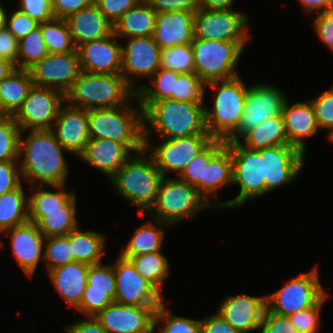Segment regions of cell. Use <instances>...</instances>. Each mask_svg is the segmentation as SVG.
Wrapping results in <instances>:
<instances>
[{
	"mask_svg": "<svg viewBox=\"0 0 333 333\" xmlns=\"http://www.w3.org/2000/svg\"><path fill=\"white\" fill-rule=\"evenodd\" d=\"M20 134L19 165L22 180L31 185L67 184L68 164L64 152L51 129L29 130ZM24 138V139H23ZM39 182V183H37Z\"/></svg>",
	"mask_w": 333,
	"mask_h": 333,
	"instance_id": "cell-1",
	"label": "cell"
},
{
	"mask_svg": "<svg viewBox=\"0 0 333 333\" xmlns=\"http://www.w3.org/2000/svg\"><path fill=\"white\" fill-rule=\"evenodd\" d=\"M139 103L143 109L144 142H150L154 134L159 140L209 134L205 124L204 102L166 99Z\"/></svg>",
	"mask_w": 333,
	"mask_h": 333,
	"instance_id": "cell-2",
	"label": "cell"
},
{
	"mask_svg": "<svg viewBox=\"0 0 333 333\" xmlns=\"http://www.w3.org/2000/svg\"><path fill=\"white\" fill-rule=\"evenodd\" d=\"M88 117L90 139H111L134 153L144 149L143 109L136 95L123 106L88 110Z\"/></svg>",
	"mask_w": 333,
	"mask_h": 333,
	"instance_id": "cell-3",
	"label": "cell"
},
{
	"mask_svg": "<svg viewBox=\"0 0 333 333\" xmlns=\"http://www.w3.org/2000/svg\"><path fill=\"white\" fill-rule=\"evenodd\" d=\"M146 154L145 148L133 154L110 178L115 193L138 207L140 214L153 206L163 178L153 157L148 152L146 158Z\"/></svg>",
	"mask_w": 333,
	"mask_h": 333,
	"instance_id": "cell-4",
	"label": "cell"
},
{
	"mask_svg": "<svg viewBox=\"0 0 333 333\" xmlns=\"http://www.w3.org/2000/svg\"><path fill=\"white\" fill-rule=\"evenodd\" d=\"M136 92L121 73L92 74L81 71L65 94V102L86 110L126 105Z\"/></svg>",
	"mask_w": 333,
	"mask_h": 333,
	"instance_id": "cell-5",
	"label": "cell"
},
{
	"mask_svg": "<svg viewBox=\"0 0 333 333\" xmlns=\"http://www.w3.org/2000/svg\"><path fill=\"white\" fill-rule=\"evenodd\" d=\"M205 87L215 91L213 108L205 106V124L213 139L226 140L239 126L247 92L240 75L225 80L205 83Z\"/></svg>",
	"mask_w": 333,
	"mask_h": 333,
	"instance_id": "cell-6",
	"label": "cell"
},
{
	"mask_svg": "<svg viewBox=\"0 0 333 333\" xmlns=\"http://www.w3.org/2000/svg\"><path fill=\"white\" fill-rule=\"evenodd\" d=\"M212 207L195 186L179 177L167 176L162 178L156 200L147 214L171 226L192 220L199 211Z\"/></svg>",
	"mask_w": 333,
	"mask_h": 333,
	"instance_id": "cell-7",
	"label": "cell"
},
{
	"mask_svg": "<svg viewBox=\"0 0 333 333\" xmlns=\"http://www.w3.org/2000/svg\"><path fill=\"white\" fill-rule=\"evenodd\" d=\"M248 41L202 40L194 38V72L204 82L231 79Z\"/></svg>",
	"mask_w": 333,
	"mask_h": 333,
	"instance_id": "cell-8",
	"label": "cell"
},
{
	"mask_svg": "<svg viewBox=\"0 0 333 333\" xmlns=\"http://www.w3.org/2000/svg\"><path fill=\"white\" fill-rule=\"evenodd\" d=\"M232 153L233 182L239 185L237 197L229 201L215 203L217 208H230L245 204L248 200L259 198L266 193L263 159L259 150L244 147L240 141L225 142Z\"/></svg>",
	"mask_w": 333,
	"mask_h": 333,
	"instance_id": "cell-9",
	"label": "cell"
},
{
	"mask_svg": "<svg viewBox=\"0 0 333 333\" xmlns=\"http://www.w3.org/2000/svg\"><path fill=\"white\" fill-rule=\"evenodd\" d=\"M282 286L266 295V309L282 316L314 306L327 293L320 283L317 267L300 273Z\"/></svg>",
	"mask_w": 333,
	"mask_h": 333,
	"instance_id": "cell-10",
	"label": "cell"
},
{
	"mask_svg": "<svg viewBox=\"0 0 333 333\" xmlns=\"http://www.w3.org/2000/svg\"><path fill=\"white\" fill-rule=\"evenodd\" d=\"M246 13L234 9H201L194 13V38L202 40L248 41Z\"/></svg>",
	"mask_w": 333,
	"mask_h": 333,
	"instance_id": "cell-11",
	"label": "cell"
},
{
	"mask_svg": "<svg viewBox=\"0 0 333 333\" xmlns=\"http://www.w3.org/2000/svg\"><path fill=\"white\" fill-rule=\"evenodd\" d=\"M286 100L283 91L273 84L269 85L264 82L250 85L239 126L225 142L240 141L248 131L268 118L282 113Z\"/></svg>",
	"mask_w": 333,
	"mask_h": 333,
	"instance_id": "cell-12",
	"label": "cell"
},
{
	"mask_svg": "<svg viewBox=\"0 0 333 333\" xmlns=\"http://www.w3.org/2000/svg\"><path fill=\"white\" fill-rule=\"evenodd\" d=\"M64 103L65 94L61 91L33 85L13 117L21 131L52 129Z\"/></svg>",
	"mask_w": 333,
	"mask_h": 333,
	"instance_id": "cell-13",
	"label": "cell"
},
{
	"mask_svg": "<svg viewBox=\"0 0 333 333\" xmlns=\"http://www.w3.org/2000/svg\"><path fill=\"white\" fill-rule=\"evenodd\" d=\"M212 140L213 138L209 134H197L161 139V143L157 144V146L151 145V142H144V148L147 152H150L156 167L163 177H167V173L170 172H174L179 176L193 157Z\"/></svg>",
	"mask_w": 333,
	"mask_h": 333,
	"instance_id": "cell-14",
	"label": "cell"
},
{
	"mask_svg": "<svg viewBox=\"0 0 333 333\" xmlns=\"http://www.w3.org/2000/svg\"><path fill=\"white\" fill-rule=\"evenodd\" d=\"M116 277L114 302L131 306H160L164 296L136 270L130 259L120 254L113 263Z\"/></svg>",
	"mask_w": 333,
	"mask_h": 333,
	"instance_id": "cell-15",
	"label": "cell"
},
{
	"mask_svg": "<svg viewBox=\"0 0 333 333\" xmlns=\"http://www.w3.org/2000/svg\"><path fill=\"white\" fill-rule=\"evenodd\" d=\"M161 49L152 36L128 38L122 45L121 74L127 84L137 92L140 89L135 81L148 78L160 68Z\"/></svg>",
	"mask_w": 333,
	"mask_h": 333,
	"instance_id": "cell-16",
	"label": "cell"
},
{
	"mask_svg": "<svg viewBox=\"0 0 333 333\" xmlns=\"http://www.w3.org/2000/svg\"><path fill=\"white\" fill-rule=\"evenodd\" d=\"M28 70L34 85L66 94L81 72L79 55L78 52L48 53Z\"/></svg>",
	"mask_w": 333,
	"mask_h": 333,
	"instance_id": "cell-17",
	"label": "cell"
},
{
	"mask_svg": "<svg viewBox=\"0 0 333 333\" xmlns=\"http://www.w3.org/2000/svg\"><path fill=\"white\" fill-rule=\"evenodd\" d=\"M263 159L266 193L290 184L304 167V154L292 145H281L260 149Z\"/></svg>",
	"mask_w": 333,
	"mask_h": 333,
	"instance_id": "cell-18",
	"label": "cell"
},
{
	"mask_svg": "<svg viewBox=\"0 0 333 333\" xmlns=\"http://www.w3.org/2000/svg\"><path fill=\"white\" fill-rule=\"evenodd\" d=\"M159 306H131L112 302L94 316L108 333H154Z\"/></svg>",
	"mask_w": 333,
	"mask_h": 333,
	"instance_id": "cell-19",
	"label": "cell"
},
{
	"mask_svg": "<svg viewBox=\"0 0 333 333\" xmlns=\"http://www.w3.org/2000/svg\"><path fill=\"white\" fill-rule=\"evenodd\" d=\"M114 33L77 47L81 71L92 74L121 73L122 42Z\"/></svg>",
	"mask_w": 333,
	"mask_h": 333,
	"instance_id": "cell-20",
	"label": "cell"
},
{
	"mask_svg": "<svg viewBox=\"0 0 333 333\" xmlns=\"http://www.w3.org/2000/svg\"><path fill=\"white\" fill-rule=\"evenodd\" d=\"M51 130L68 153L79 157L90 140L88 110L65 102Z\"/></svg>",
	"mask_w": 333,
	"mask_h": 333,
	"instance_id": "cell-21",
	"label": "cell"
},
{
	"mask_svg": "<svg viewBox=\"0 0 333 333\" xmlns=\"http://www.w3.org/2000/svg\"><path fill=\"white\" fill-rule=\"evenodd\" d=\"M265 310L266 294L257 297L242 293L226 296L216 312L240 333H250L259 330Z\"/></svg>",
	"mask_w": 333,
	"mask_h": 333,
	"instance_id": "cell-22",
	"label": "cell"
},
{
	"mask_svg": "<svg viewBox=\"0 0 333 333\" xmlns=\"http://www.w3.org/2000/svg\"><path fill=\"white\" fill-rule=\"evenodd\" d=\"M5 233V234H4ZM10 237L12 254L27 277H32L41 259H44L45 237L36 223L28 221L1 235Z\"/></svg>",
	"mask_w": 333,
	"mask_h": 333,
	"instance_id": "cell-23",
	"label": "cell"
},
{
	"mask_svg": "<svg viewBox=\"0 0 333 333\" xmlns=\"http://www.w3.org/2000/svg\"><path fill=\"white\" fill-rule=\"evenodd\" d=\"M194 13L191 11L157 12L152 37L161 50L192 43Z\"/></svg>",
	"mask_w": 333,
	"mask_h": 333,
	"instance_id": "cell-24",
	"label": "cell"
},
{
	"mask_svg": "<svg viewBox=\"0 0 333 333\" xmlns=\"http://www.w3.org/2000/svg\"><path fill=\"white\" fill-rule=\"evenodd\" d=\"M132 154L123 143L111 139H90L78 158L111 178Z\"/></svg>",
	"mask_w": 333,
	"mask_h": 333,
	"instance_id": "cell-25",
	"label": "cell"
},
{
	"mask_svg": "<svg viewBox=\"0 0 333 333\" xmlns=\"http://www.w3.org/2000/svg\"><path fill=\"white\" fill-rule=\"evenodd\" d=\"M281 114L290 145L306 154L305 139L316 135L319 130L312 103L309 100L290 106L286 100Z\"/></svg>",
	"mask_w": 333,
	"mask_h": 333,
	"instance_id": "cell-26",
	"label": "cell"
},
{
	"mask_svg": "<svg viewBox=\"0 0 333 333\" xmlns=\"http://www.w3.org/2000/svg\"><path fill=\"white\" fill-rule=\"evenodd\" d=\"M65 21L76 47L114 33L113 24L103 15L95 3L68 16Z\"/></svg>",
	"mask_w": 333,
	"mask_h": 333,
	"instance_id": "cell-27",
	"label": "cell"
},
{
	"mask_svg": "<svg viewBox=\"0 0 333 333\" xmlns=\"http://www.w3.org/2000/svg\"><path fill=\"white\" fill-rule=\"evenodd\" d=\"M89 264L74 261L50 270L49 278L62 300L77 309L87 285Z\"/></svg>",
	"mask_w": 333,
	"mask_h": 333,
	"instance_id": "cell-28",
	"label": "cell"
},
{
	"mask_svg": "<svg viewBox=\"0 0 333 333\" xmlns=\"http://www.w3.org/2000/svg\"><path fill=\"white\" fill-rule=\"evenodd\" d=\"M233 182V162L230 148L225 144L205 165L204 180H201L195 187L199 193L209 202L210 196L217 198V191L226 184ZM209 197V198H208Z\"/></svg>",
	"mask_w": 333,
	"mask_h": 333,
	"instance_id": "cell-29",
	"label": "cell"
},
{
	"mask_svg": "<svg viewBox=\"0 0 333 333\" xmlns=\"http://www.w3.org/2000/svg\"><path fill=\"white\" fill-rule=\"evenodd\" d=\"M76 196L74 195L62 210L29 211V221L36 223L45 238L67 235L77 227Z\"/></svg>",
	"mask_w": 333,
	"mask_h": 333,
	"instance_id": "cell-30",
	"label": "cell"
},
{
	"mask_svg": "<svg viewBox=\"0 0 333 333\" xmlns=\"http://www.w3.org/2000/svg\"><path fill=\"white\" fill-rule=\"evenodd\" d=\"M156 14L157 12L148 1L141 0L113 25L114 34L120 39L152 36L155 29Z\"/></svg>",
	"mask_w": 333,
	"mask_h": 333,
	"instance_id": "cell-31",
	"label": "cell"
},
{
	"mask_svg": "<svg viewBox=\"0 0 333 333\" xmlns=\"http://www.w3.org/2000/svg\"><path fill=\"white\" fill-rule=\"evenodd\" d=\"M29 70L16 68L0 81V115L14 116L33 87Z\"/></svg>",
	"mask_w": 333,
	"mask_h": 333,
	"instance_id": "cell-32",
	"label": "cell"
},
{
	"mask_svg": "<svg viewBox=\"0 0 333 333\" xmlns=\"http://www.w3.org/2000/svg\"><path fill=\"white\" fill-rule=\"evenodd\" d=\"M153 220L147 221L134 231L127 245L121 248V256L129 259L131 256L161 251L164 229L170 225L157 219Z\"/></svg>",
	"mask_w": 333,
	"mask_h": 333,
	"instance_id": "cell-33",
	"label": "cell"
},
{
	"mask_svg": "<svg viewBox=\"0 0 333 333\" xmlns=\"http://www.w3.org/2000/svg\"><path fill=\"white\" fill-rule=\"evenodd\" d=\"M241 140H244L241 142ZM240 143L247 148L260 150L267 147L290 145L282 114L268 118L255 128L248 131Z\"/></svg>",
	"mask_w": 333,
	"mask_h": 333,
	"instance_id": "cell-34",
	"label": "cell"
},
{
	"mask_svg": "<svg viewBox=\"0 0 333 333\" xmlns=\"http://www.w3.org/2000/svg\"><path fill=\"white\" fill-rule=\"evenodd\" d=\"M106 235L93 230L82 231L80 227L69 233L74 261L89 265L102 263L105 254Z\"/></svg>",
	"mask_w": 333,
	"mask_h": 333,
	"instance_id": "cell-35",
	"label": "cell"
},
{
	"mask_svg": "<svg viewBox=\"0 0 333 333\" xmlns=\"http://www.w3.org/2000/svg\"><path fill=\"white\" fill-rule=\"evenodd\" d=\"M29 221L28 196L23 185L0 196V236L3 232ZM4 245L0 238V248Z\"/></svg>",
	"mask_w": 333,
	"mask_h": 333,
	"instance_id": "cell-36",
	"label": "cell"
},
{
	"mask_svg": "<svg viewBox=\"0 0 333 333\" xmlns=\"http://www.w3.org/2000/svg\"><path fill=\"white\" fill-rule=\"evenodd\" d=\"M130 261L137 272L150 282L161 294L163 282L169 276V261L161 251L131 256Z\"/></svg>",
	"mask_w": 333,
	"mask_h": 333,
	"instance_id": "cell-37",
	"label": "cell"
},
{
	"mask_svg": "<svg viewBox=\"0 0 333 333\" xmlns=\"http://www.w3.org/2000/svg\"><path fill=\"white\" fill-rule=\"evenodd\" d=\"M49 53L77 52L65 19L54 17L39 24Z\"/></svg>",
	"mask_w": 333,
	"mask_h": 333,
	"instance_id": "cell-38",
	"label": "cell"
},
{
	"mask_svg": "<svg viewBox=\"0 0 333 333\" xmlns=\"http://www.w3.org/2000/svg\"><path fill=\"white\" fill-rule=\"evenodd\" d=\"M38 188H34L32 185L31 192L32 195L28 196V208L29 211H53L62 210L64 206L74 195L72 191H66V184L50 185V191L44 188V185H37ZM35 191V192H34Z\"/></svg>",
	"mask_w": 333,
	"mask_h": 333,
	"instance_id": "cell-39",
	"label": "cell"
},
{
	"mask_svg": "<svg viewBox=\"0 0 333 333\" xmlns=\"http://www.w3.org/2000/svg\"><path fill=\"white\" fill-rule=\"evenodd\" d=\"M181 73L174 70L159 68L149 79L150 85H140V89L136 92L139 101H159L172 99L174 92L175 79Z\"/></svg>",
	"mask_w": 333,
	"mask_h": 333,
	"instance_id": "cell-40",
	"label": "cell"
},
{
	"mask_svg": "<svg viewBox=\"0 0 333 333\" xmlns=\"http://www.w3.org/2000/svg\"><path fill=\"white\" fill-rule=\"evenodd\" d=\"M48 53L41 28L37 27L19 40L17 68L28 70Z\"/></svg>",
	"mask_w": 333,
	"mask_h": 333,
	"instance_id": "cell-41",
	"label": "cell"
},
{
	"mask_svg": "<svg viewBox=\"0 0 333 333\" xmlns=\"http://www.w3.org/2000/svg\"><path fill=\"white\" fill-rule=\"evenodd\" d=\"M166 305L163 302L155 311L154 331H156V328L159 329L160 322H164L163 327L161 326L158 330L159 333H201L200 319L173 315Z\"/></svg>",
	"mask_w": 333,
	"mask_h": 333,
	"instance_id": "cell-42",
	"label": "cell"
},
{
	"mask_svg": "<svg viewBox=\"0 0 333 333\" xmlns=\"http://www.w3.org/2000/svg\"><path fill=\"white\" fill-rule=\"evenodd\" d=\"M20 134L13 116L0 115V161H19Z\"/></svg>",
	"mask_w": 333,
	"mask_h": 333,
	"instance_id": "cell-43",
	"label": "cell"
},
{
	"mask_svg": "<svg viewBox=\"0 0 333 333\" xmlns=\"http://www.w3.org/2000/svg\"><path fill=\"white\" fill-rule=\"evenodd\" d=\"M224 145V140L213 139L203 150L193 157L178 177L184 182L196 186L201 180H204L205 165L209 163L210 159Z\"/></svg>",
	"mask_w": 333,
	"mask_h": 333,
	"instance_id": "cell-44",
	"label": "cell"
},
{
	"mask_svg": "<svg viewBox=\"0 0 333 333\" xmlns=\"http://www.w3.org/2000/svg\"><path fill=\"white\" fill-rule=\"evenodd\" d=\"M160 68L179 73H194V53L191 44L161 50Z\"/></svg>",
	"mask_w": 333,
	"mask_h": 333,
	"instance_id": "cell-45",
	"label": "cell"
},
{
	"mask_svg": "<svg viewBox=\"0 0 333 333\" xmlns=\"http://www.w3.org/2000/svg\"><path fill=\"white\" fill-rule=\"evenodd\" d=\"M48 272L56 267L74 262L69 234L45 238L44 259Z\"/></svg>",
	"mask_w": 333,
	"mask_h": 333,
	"instance_id": "cell-46",
	"label": "cell"
},
{
	"mask_svg": "<svg viewBox=\"0 0 333 333\" xmlns=\"http://www.w3.org/2000/svg\"><path fill=\"white\" fill-rule=\"evenodd\" d=\"M205 83L194 73H181L175 79L172 100L182 102H204L206 94Z\"/></svg>",
	"mask_w": 333,
	"mask_h": 333,
	"instance_id": "cell-47",
	"label": "cell"
},
{
	"mask_svg": "<svg viewBox=\"0 0 333 333\" xmlns=\"http://www.w3.org/2000/svg\"><path fill=\"white\" fill-rule=\"evenodd\" d=\"M88 291L105 292L113 301L116 293V277L113 264H93L89 266L87 277Z\"/></svg>",
	"mask_w": 333,
	"mask_h": 333,
	"instance_id": "cell-48",
	"label": "cell"
},
{
	"mask_svg": "<svg viewBox=\"0 0 333 333\" xmlns=\"http://www.w3.org/2000/svg\"><path fill=\"white\" fill-rule=\"evenodd\" d=\"M326 293L314 306L299 310L288 316L293 326L299 333H318L320 328V311L327 300Z\"/></svg>",
	"mask_w": 333,
	"mask_h": 333,
	"instance_id": "cell-49",
	"label": "cell"
},
{
	"mask_svg": "<svg viewBox=\"0 0 333 333\" xmlns=\"http://www.w3.org/2000/svg\"><path fill=\"white\" fill-rule=\"evenodd\" d=\"M317 119L319 130L328 129V136L333 132V85L310 100Z\"/></svg>",
	"mask_w": 333,
	"mask_h": 333,
	"instance_id": "cell-50",
	"label": "cell"
},
{
	"mask_svg": "<svg viewBox=\"0 0 333 333\" xmlns=\"http://www.w3.org/2000/svg\"><path fill=\"white\" fill-rule=\"evenodd\" d=\"M112 302L113 300L105 292L88 291L87 284L77 311L86 317H94Z\"/></svg>",
	"mask_w": 333,
	"mask_h": 333,
	"instance_id": "cell-51",
	"label": "cell"
},
{
	"mask_svg": "<svg viewBox=\"0 0 333 333\" xmlns=\"http://www.w3.org/2000/svg\"><path fill=\"white\" fill-rule=\"evenodd\" d=\"M19 161H0V196L22 184Z\"/></svg>",
	"mask_w": 333,
	"mask_h": 333,
	"instance_id": "cell-52",
	"label": "cell"
},
{
	"mask_svg": "<svg viewBox=\"0 0 333 333\" xmlns=\"http://www.w3.org/2000/svg\"><path fill=\"white\" fill-rule=\"evenodd\" d=\"M39 24L36 20L17 9L7 16L6 28L16 39L20 40L39 27Z\"/></svg>",
	"mask_w": 333,
	"mask_h": 333,
	"instance_id": "cell-53",
	"label": "cell"
},
{
	"mask_svg": "<svg viewBox=\"0 0 333 333\" xmlns=\"http://www.w3.org/2000/svg\"><path fill=\"white\" fill-rule=\"evenodd\" d=\"M141 0H94L103 15L114 25L122 15Z\"/></svg>",
	"mask_w": 333,
	"mask_h": 333,
	"instance_id": "cell-54",
	"label": "cell"
},
{
	"mask_svg": "<svg viewBox=\"0 0 333 333\" xmlns=\"http://www.w3.org/2000/svg\"><path fill=\"white\" fill-rule=\"evenodd\" d=\"M18 10L27 14L38 23L54 18L51 0H20Z\"/></svg>",
	"mask_w": 333,
	"mask_h": 333,
	"instance_id": "cell-55",
	"label": "cell"
},
{
	"mask_svg": "<svg viewBox=\"0 0 333 333\" xmlns=\"http://www.w3.org/2000/svg\"><path fill=\"white\" fill-rule=\"evenodd\" d=\"M259 330L261 333H299L288 316L278 315L267 309L264 312Z\"/></svg>",
	"mask_w": 333,
	"mask_h": 333,
	"instance_id": "cell-56",
	"label": "cell"
},
{
	"mask_svg": "<svg viewBox=\"0 0 333 333\" xmlns=\"http://www.w3.org/2000/svg\"><path fill=\"white\" fill-rule=\"evenodd\" d=\"M312 25L323 45L333 52V9L317 13Z\"/></svg>",
	"mask_w": 333,
	"mask_h": 333,
	"instance_id": "cell-57",
	"label": "cell"
},
{
	"mask_svg": "<svg viewBox=\"0 0 333 333\" xmlns=\"http://www.w3.org/2000/svg\"><path fill=\"white\" fill-rule=\"evenodd\" d=\"M148 2L156 12H195L200 4V0H148Z\"/></svg>",
	"mask_w": 333,
	"mask_h": 333,
	"instance_id": "cell-58",
	"label": "cell"
},
{
	"mask_svg": "<svg viewBox=\"0 0 333 333\" xmlns=\"http://www.w3.org/2000/svg\"><path fill=\"white\" fill-rule=\"evenodd\" d=\"M94 0H51L54 17L66 19L68 16L87 8Z\"/></svg>",
	"mask_w": 333,
	"mask_h": 333,
	"instance_id": "cell-59",
	"label": "cell"
},
{
	"mask_svg": "<svg viewBox=\"0 0 333 333\" xmlns=\"http://www.w3.org/2000/svg\"><path fill=\"white\" fill-rule=\"evenodd\" d=\"M18 43L13 34L7 29L0 30V59L12 62L17 68Z\"/></svg>",
	"mask_w": 333,
	"mask_h": 333,
	"instance_id": "cell-60",
	"label": "cell"
},
{
	"mask_svg": "<svg viewBox=\"0 0 333 333\" xmlns=\"http://www.w3.org/2000/svg\"><path fill=\"white\" fill-rule=\"evenodd\" d=\"M201 321V333H240L222 316L215 312L210 316H205Z\"/></svg>",
	"mask_w": 333,
	"mask_h": 333,
	"instance_id": "cell-61",
	"label": "cell"
},
{
	"mask_svg": "<svg viewBox=\"0 0 333 333\" xmlns=\"http://www.w3.org/2000/svg\"><path fill=\"white\" fill-rule=\"evenodd\" d=\"M66 333H108L95 317L78 320L69 326H65Z\"/></svg>",
	"mask_w": 333,
	"mask_h": 333,
	"instance_id": "cell-62",
	"label": "cell"
},
{
	"mask_svg": "<svg viewBox=\"0 0 333 333\" xmlns=\"http://www.w3.org/2000/svg\"><path fill=\"white\" fill-rule=\"evenodd\" d=\"M307 13H320L333 9V0H298Z\"/></svg>",
	"mask_w": 333,
	"mask_h": 333,
	"instance_id": "cell-63",
	"label": "cell"
},
{
	"mask_svg": "<svg viewBox=\"0 0 333 333\" xmlns=\"http://www.w3.org/2000/svg\"><path fill=\"white\" fill-rule=\"evenodd\" d=\"M236 0H200L201 9H231Z\"/></svg>",
	"mask_w": 333,
	"mask_h": 333,
	"instance_id": "cell-64",
	"label": "cell"
},
{
	"mask_svg": "<svg viewBox=\"0 0 333 333\" xmlns=\"http://www.w3.org/2000/svg\"><path fill=\"white\" fill-rule=\"evenodd\" d=\"M15 69L16 66L12 62L0 59V81L7 78Z\"/></svg>",
	"mask_w": 333,
	"mask_h": 333,
	"instance_id": "cell-65",
	"label": "cell"
},
{
	"mask_svg": "<svg viewBox=\"0 0 333 333\" xmlns=\"http://www.w3.org/2000/svg\"><path fill=\"white\" fill-rule=\"evenodd\" d=\"M7 16H8V14L6 13V10L0 4V30H3L6 28Z\"/></svg>",
	"mask_w": 333,
	"mask_h": 333,
	"instance_id": "cell-66",
	"label": "cell"
},
{
	"mask_svg": "<svg viewBox=\"0 0 333 333\" xmlns=\"http://www.w3.org/2000/svg\"><path fill=\"white\" fill-rule=\"evenodd\" d=\"M328 137V139L330 140V142H332L333 143V132L331 133V135L330 136H327Z\"/></svg>",
	"mask_w": 333,
	"mask_h": 333,
	"instance_id": "cell-67",
	"label": "cell"
}]
</instances>
